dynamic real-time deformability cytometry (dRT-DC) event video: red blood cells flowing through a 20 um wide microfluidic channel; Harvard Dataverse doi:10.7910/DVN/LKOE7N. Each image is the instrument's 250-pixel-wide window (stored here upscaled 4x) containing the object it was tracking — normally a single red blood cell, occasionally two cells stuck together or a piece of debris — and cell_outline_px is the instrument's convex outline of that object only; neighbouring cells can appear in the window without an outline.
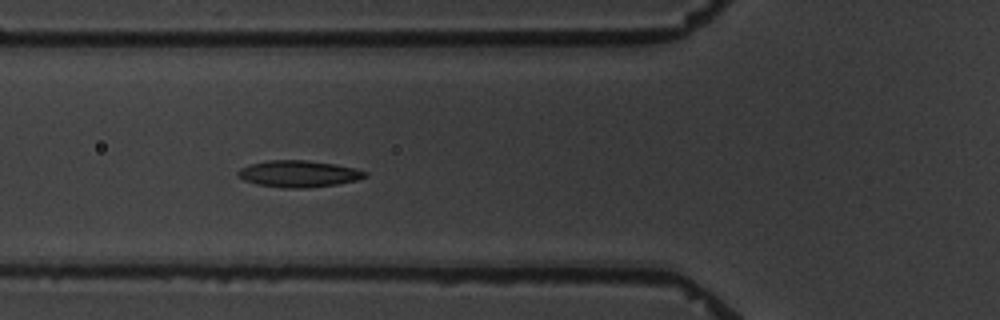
{"species": "common noctule bat (a hibernating species)", "species_latin": "Nyctalus noctula", "temperature_condition": "warm", "stored_images_in_passage": 7, "camera_frame_rate_fps": 3000, "um_per_image_px": 0.085, "animal": {"sex": "male", "body_mass_g": 19.5, "forearm_length_mm": 54.6}, "frame": {"image": 1, "passage_image": 6, "time_ms": 5.667, "image_size_px": [1000, 320], "cell_outline_px": [[368, 176], [356, 180], [336, 184], [304, 188], [284, 188], [256, 184], [244, 180], [236, 176], [236, 172], [240, 168], [248, 164], [268, 160], [308, 160], [356, 168], [368, 172]], "centroid_in_image_um": [25.34, 14.77], "position_along_channel_um": 100.5, "area_um2": 19.83}}
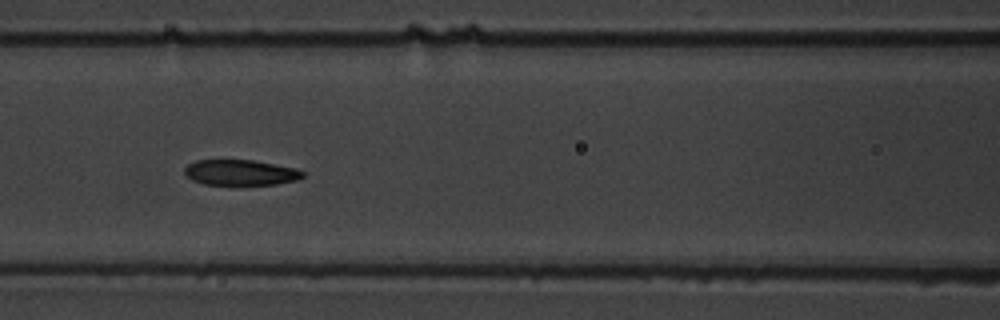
{"frame": {"image": 2, "passage_image": 7, "time_ms": 7.0, "image_size_px": [1000, 320], "cell_outline_px": [[304, 176], [296, 180], [276, 184], [204, 184], [192, 180], [184, 172], [184, 168], [188, 164], [196, 160], [252, 160], [276, 164], [296, 168], [304, 172]], "centroid_in_image_um": [20.45, 14.65], "position_along_channel_um": 146.2, "area_um2": 17.46}}